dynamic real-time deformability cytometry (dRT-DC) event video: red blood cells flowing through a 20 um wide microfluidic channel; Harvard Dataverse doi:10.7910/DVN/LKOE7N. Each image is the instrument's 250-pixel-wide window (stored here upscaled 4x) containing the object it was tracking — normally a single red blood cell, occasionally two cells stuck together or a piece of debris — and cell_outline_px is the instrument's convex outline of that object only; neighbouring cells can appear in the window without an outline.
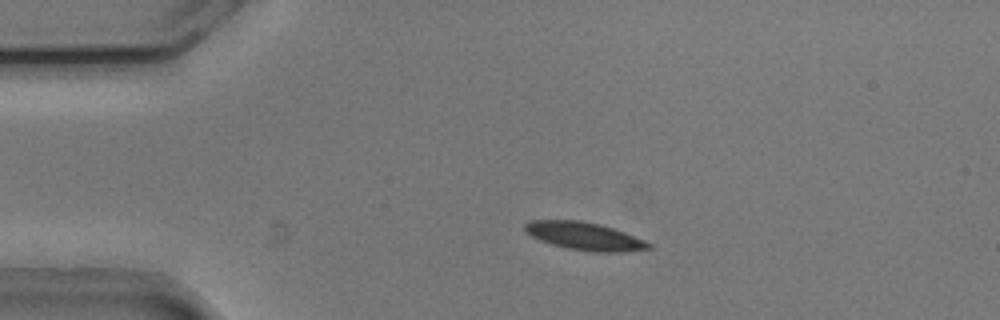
{"species": "common noctule bat (a hibernating species)", "species_latin": "Nyctalus noctula", "temperature_condition": "cold", "stored_images_in_passage": 44, "camera_frame_rate_fps": 3000, "um_per_image_px": 0.085, "animal": {"sex": "male", "body_mass_g": 20.5, "forearm_length_mm": 52.5}, "frame": {"image": 1, "passage_image": 2, "time_ms": 0.333, "image_size_px": [1000, 320], "cell_outline_px": [[652, 248], [624, 252], [592, 252], [568, 248], [552, 244], [540, 240], [524, 232], [524, 224], [532, 220], [580, 220], [600, 224], [624, 232], [652, 244]], "centroid_in_image_um": [49.66, 20.07], "position_along_channel_um": 35.3, "area_um2": 20.0}}
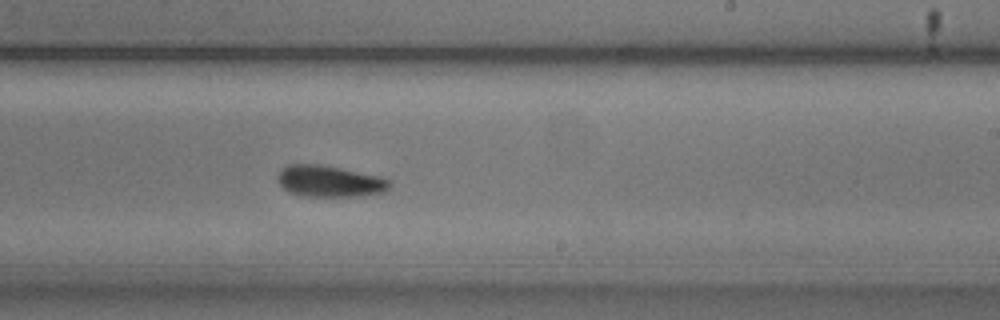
{"frame": {"image": 2, "passage_image": 23, "time_ms": 7.333, "image_size_px": [1000, 320], "cell_outline_px": [[392, 184], [384, 192], [360, 196], [300, 196], [284, 188], [280, 184], [276, 176], [288, 164], [320, 164], [380, 176], [388, 180]], "centroid_in_image_um": [28.02, 15.4], "position_along_channel_um": 261.0, "area_um2": 20.35}}
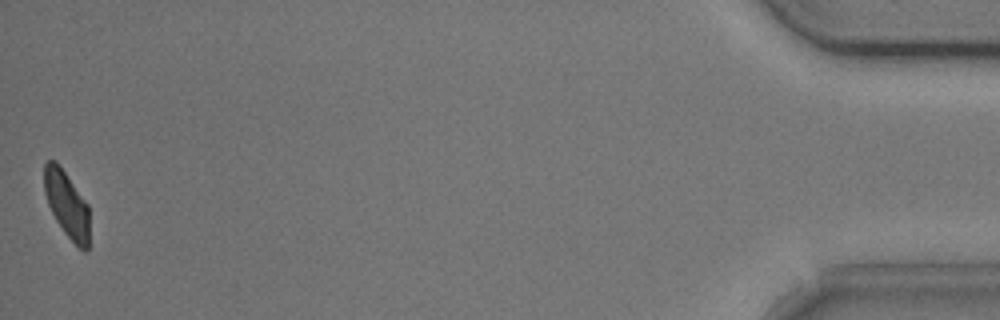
{"frame": {"image": 3, "passage_image": 44, "time_ms": 14.333, "image_size_px": [1000, 320], "cell_outline_px": [[88, 252], [84, 252], [64, 232], [56, 220], [48, 204], [44, 192], [44, 164], [48, 160], [56, 160], [88, 204]], "centroid_in_image_um": [5.66, 17.35], "position_along_channel_um": 429.5, "area_um2": 17.28}, "authors_computed_cell_mechanics": {"area_um2": 20.1722, "velocity_mm_per_s": 3.7605, "shape_relaxation_time_tau1_ms": 1.9708, "shape_relaxation_time_tau2_ms": null, "deformation_change_tau1": 0.1204, "deformation_change_tau2": null}}